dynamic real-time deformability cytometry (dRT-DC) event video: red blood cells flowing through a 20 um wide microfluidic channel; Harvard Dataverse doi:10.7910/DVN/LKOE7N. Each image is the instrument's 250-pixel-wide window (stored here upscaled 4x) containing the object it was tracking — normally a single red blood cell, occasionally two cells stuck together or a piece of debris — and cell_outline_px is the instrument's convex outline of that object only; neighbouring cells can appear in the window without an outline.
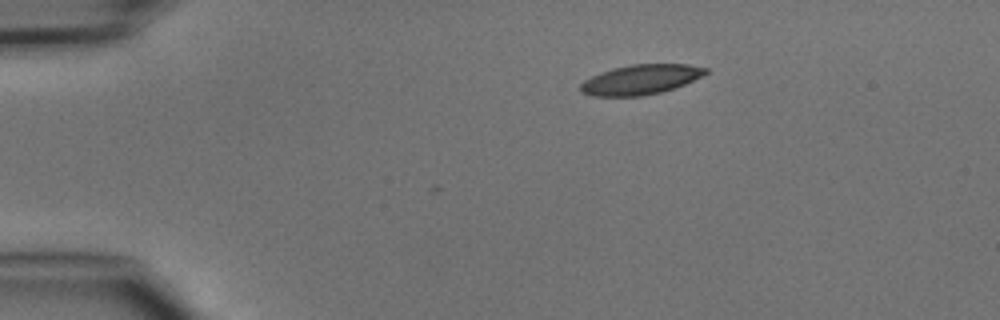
{"species": "common noctule bat (a hibernating species)", "species_latin": "Nyctalus noctula", "temperature_condition": "cold", "stored_images_in_passage": 34, "camera_frame_rate_fps": 3000, "um_per_image_px": 0.085, "animal": {"sex": "male", "body_mass_g": 15.6}, "frame": {"image": 1, "passage_image": 1, "time_ms": 0.0, "image_size_px": [1000, 320], "cell_outline_px": [[708, 72], [684, 84], [660, 92], [640, 96], [592, 96], [580, 92], [580, 84], [584, 80], [600, 72], [612, 68], [632, 64], [688, 64], [708, 68]], "centroid_in_image_um": [54.41, 6.76], "position_along_channel_um": 30.6, "area_um2": 21.62}}
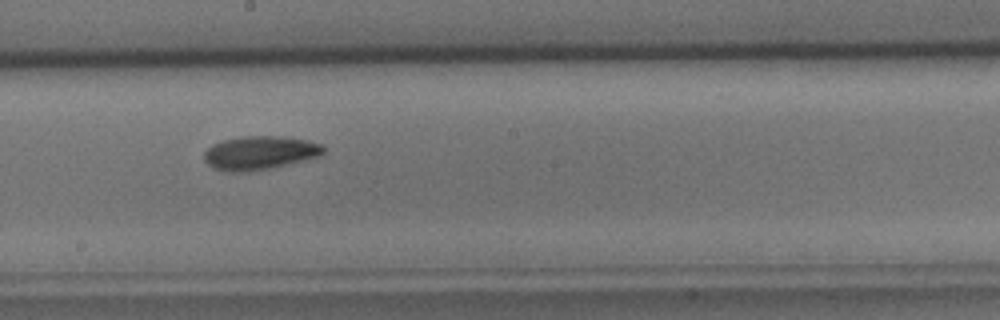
{"frame": {"image": 2, "passage_image": 19, "time_ms": 6.0, "image_size_px": [1000, 320], "cell_outline_px": [[324, 152], [320, 156], [272, 168], [248, 172], [224, 172], [212, 168], [204, 160], [204, 152], [212, 144], [224, 140], [240, 136], [280, 136], [308, 140], [320, 144], [324, 148]], "centroid_in_image_um": [22.05, 13.0], "position_along_channel_um": 226.2, "area_um2": 23.58}}
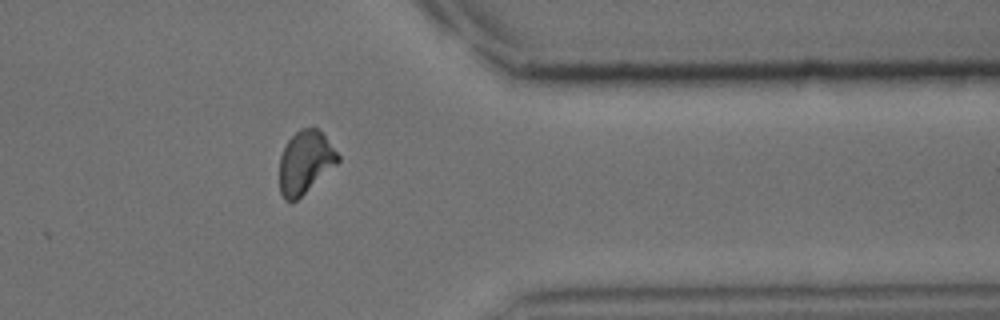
{"frame": {"image": 3, "passage_image": 31, "time_ms": 10.0, "image_size_px": [1000, 320], "cell_outline_px": [[340, 160], [336, 164], [296, 200], [284, 200], [280, 192], [280, 156], [288, 140], [300, 128], [316, 128], [324, 136], [340, 156]], "centroid_in_image_um": [25.92, 13.78], "position_along_channel_um": 385.5, "area_um2": 20.81}}